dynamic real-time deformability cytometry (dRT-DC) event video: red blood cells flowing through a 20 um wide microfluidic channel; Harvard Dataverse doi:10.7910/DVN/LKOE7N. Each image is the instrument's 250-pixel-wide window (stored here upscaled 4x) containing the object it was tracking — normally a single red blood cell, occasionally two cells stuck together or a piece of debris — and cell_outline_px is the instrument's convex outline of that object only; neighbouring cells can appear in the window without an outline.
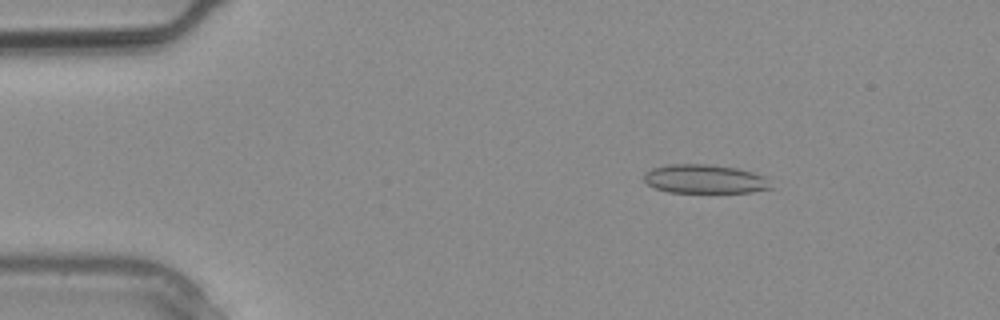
{"species": "common noctule bat (a hibernating species)", "species_latin": "Nyctalus noctula", "temperature_condition": "warm", "stored_images_in_passage": 3, "segment_of_instrument_passage": [1, 2], "camera_frame_rate_fps": 3000, "um_per_image_px": 0.085, "animal": {"sex": "male", "body_mass_g": 20.4}, "frame": {"image": 1, "passage_image": 1, "time_ms": 0.0, "image_size_px": [1000, 320], "cell_outline_px": [[772, 188], [752, 192], [668, 192], [656, 188], [648, 184], [644, 180], [644, 172], [652, 168], [672, 164], [708, 164], [736, 168], [752, 172], [764, 176]], "centroid_in_image_um": [59.88, 15.21], "position_along_channel_um": 25.1, "area_um2": 21.15}}